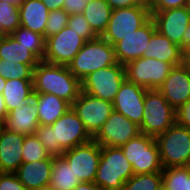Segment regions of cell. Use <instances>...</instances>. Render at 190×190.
<instances>
[{
    "mask_svg": "<svg viewBox=\"0 0 190 190\" xmlns=\"http://www.w3.org/2000/svg\"><path fill=\"white\" fill-rule=\"evenodd\" d=\"M34 134L52 157L93 139L72 108L50 126L39 124Z\"/></svg>",
    "mask_w": 190,
    "mask_h": 190,
    "instance_id": "obj_1",
    "label": "cell"
},
{
    "mask_svg": "<svg viewBox=\"0 0 190 190\" xmlns=\"http://www.w3.org/2000/svg\"><path fill=\"white\" fill-rule=\"evenodd\" d=\"M34 93H51L71 105L82 91L81 81L66 65L40 61L33 69Z\"/></svg>",
    "mask_w": 190,
    "mask_h": 190,
    "instance_id": "obj_2",
    "label": "cell"
},
{
    "mask_svg": "<svg viewBox=\"0 0 190 190\" xmlns=\"http://www.w3.org/2000/svg\"><path fill=\"white\" fill-rule=\"evenodd\" d=\"M116 63L114 46L99 36L86 41L67 66L70 72L82 81L90 73Z\"/></svg>",
    "mask_w": 190,
    "mask_h": 190,
    "instance_id": "obj_3",
    "label": "cell"
},
{
    "mask_svg": "<svg viewBox=\"0 0 190 190\" xmlns=\"http://www.w3.org/2000/svg\"><path fill=\"white\" fill-rule=\"evenodd\" d=\"M133 175V167L120 147H101L94 183L104 190H123L124 183Z\"/></svg>",
    "mask_w": 190,
    "mask_h": 190,
    "instance_id": "obj_4",
    "label": "cell"
},
{
    "mask_svg": "<svg viewBox=\"0 0 190 190\" xmlns=\"http://www.w3.org/2000/svg\"><path fill=\"white\" fill-rule=\"evenodd\" d=\"M176 122V110L158 89H147L140 133L156 138Z\"/></svg>",
    "mask_w": 190,
    "mask_h": 190,
    "instance_id": "obj_5",
    "label": "cell"
},
{
    "mask_svg": "<svg viewBox=\"0 0 190 190\" xmlns=\"http://www.w3.org/2000/svg\"><path fill=\"white\" fill-rule=\"evenodd\" d=\"M134 174L162 172L159 147L154 137L138 134L120 147Z\"/></svg>",
    "mask_w": 190,
    "mask_h": 190,
    "instance_id": "obj_6",
    "label": "cell"
},
{
    "mask_svg": "<svg viewBox=\"0 0 190 190\" xmlns=\"http://www.w3.org/2000/svg\"><path fill=\"white\" fill-rule=\"evenodd\" d=\"M155 140L163 169L186 165L190 157V129L175 122Z\"/></svg>",
    "mask_w": 190,
    "mask_h": 190,
    "instance_id": "obj_7",
    "label": "cell"
},
{
    "mask_svg": "<svg viewBox=\"0 0 190 190\" xmlns=\"http://www.w3.org/2000/svg\"><path fill=\"white\" fill-rule=\"evenodd\" d=\"M151 18L148 8L137 5L130 8L113 9L106 31L102 38L115 45L138 28L143 26Z\"/></svg>",
    "mask_w": 190,
    "mask_h": 190,
    "instance_id": "obj_8",
    "label": "cell"
},
{
    "mask_svg": "<svg viewBox=\"0 0 190 190\" xmlns=\"http://www.w3.org/2000/svg\"><path fill=\"white\" fill-rule=\"evenodd\" d=\"M125 79V66L117 62L86 76L81 81L82 91L95 98L113 102Z\"/></svg>",
    "mask_w": 190,
    "mask_h": 190,
    "instance_id": "obj_9",
    "label": "cell"
},
{
    "mask_svg": "<svg viewBox=\"0 0 190 190\" xmlns=\"http://www.w3.org/2000/svg\"><path fill=\"white\" fill-rule=\"evenodd\" d=\"M173 66L155 58L141 57L125 65L126 79L147 89H158Z\"/></svg>",
    "mask_w": 190,
    "mask_h": 190,
    "instance_id": "obj_10",
    "label": "cell"
},
{
    "mask_svg": "<svg viewBox=\"0 0 190 190\" xmlns=\"http://www.w3.org/2000/svg\"><path fill=\"white\" fill-rule=\"evenodd\" d=\"M85 42L77 32L66 26L57 34L46 38L43 61L67 66Z\"/></svg>",
    "mask_w": 190,
    "mask_h": 190,
    "instance_id": "obj_11",
    "label": "cell"
},
{
    "mask_svg": "<svg viewBox=\"0 0 190 190\" xmlns=\"http://www.w3.org/2000/svg\"><path fill=\"white\" fill-rule=\"evenodd\" d=\"M62 156L81 182H94L101 156V146L95 140L65 150Z\"/></svg>",
    "mask_w": 190,
    "mask_h": 190,
    "instance_id": "obj_12",
    "label": "cell"
},
{
    "mask_svg": "<svg viewBox=\"0 0 190 190\" xmlns=\"http://www.w3.org/2000/svg\"><path fill=\"white\" fill-rule=\"evenodd\" d=\"M138 134H140L139 126L123 114L113 110L103 126L93 136V140L101 147H122Z\"/></svg>",
    "mask_w": 190,
    "mask_h": 190,
    "instance_id": "obj_13",
    "label": "cell"
},
{
    "mask_svg": "<svg viewBox=\"0 0 190 190\" xmlns=\"http://www.w3.org/2000/svg\"><path fill=\"white\" fill-rule=\"evenodd\" d=\"M72 109L93 137L110 116L113 111V104L81 91L78 98L73 102Z\"/></svg>",
    "mask_w": 190,
    "mask_h": 190,
    "instance_id": "obj_14",
    "label": "cell"
},
{
    "mask_svg": "<svg viewBox=\"0 0 190 190\" xmlns=\"http://www.w3.org/2000/svg\"><path fill=\"white\" fill-rule=\"evenodd\" d=\"M147 88L124 80L113 100V110L123 114L140 127L144 114V99Z\"/></svg>",
    "mask_w": 190,
    "mask_h": 190,
    "instance_id": "obj_15",
    "label": "cell"
},
{
    "mask_svg": "<svg viewBox=\"0 0 190 190\" xmlns=\"http://www.w3.org/2000/svg\"><path fill=\"white\" fill-rule=\"evenodd\" d=\"M150 12L156 30L182 50V36L190 23L189 7Z\"/></svg>",
    "mask_w": 190,
    "mask_h": 190,
    "instance_id": "obj_16",
    "label": "cell"
},
{
    "mask_svg": "<svg viewBox=\"0 0 190 190\" xmlns=\"http://www.w3.org/2000/svg\"><path fill=\"white\" fill-rule=\"evenodd\" d=\"M155 31V23L150 18L137 31L133 32V34L118 41L114 45L117 62L125 66L129 62L143 57L144 51L148 47V42Z\"/></svg>",
    "mask_w": 190,
    "mask_h": 190,
    "instance_id": "obj_17",
    "label": "cell"
},
{
    "mask_svg": "<svg viewBox=\"0 0 190 190\" xmlns=\"http://www.w3.org/2000/svg\"><path fill=\"white\" fill-rule=\"evenodd\" d=\"M158 90L177 110L190 96V66L184 62L182 65L173 67Z\"/></svg>",
    "mask_w": 190,
    "mask_h": 190,
    "instance_id": "obj_18",
    "label": "cell"
},
{
    "mask_svg": "<svg viewBox=\"0 0 190 190\" xmlns=\"http://www.w3.org/2000/svg\"><path fill=\"white\" fill-rule=\"evenodd\" d=\"M24 138L25 135L2 129L0 133V173H15L23 163Z\"/></svg>",
    "mask_w": 190,
    "mask_h": 190,
    "instance_id": "obj_19",
    "label": "cell"
},
{
    "mask_svg": "<svg viewBox=\"0 0 190 190\" xmlns=\"http://www.w3.org/2000/svg\"><path fill=\"white\" fill-rule=\"evenodd\" d=\"M185 55L178 45L156 30L148 42V47L145 49L143 57L155 58L156 60L170 63L175 67L185 62Z\"/></svg>",
    "mask_w": 190,
    "mask_h": 190,
    "instance_id": "obj_20",
    "label": "cell"
},
{
    "mask_svg": "<svg viewBox=\"0 0 190 190\" xmlns=\"http://www.w3.org/2000/svg\"><path fill=\"white\" fill-rule=\"evenodd\" d=\"M52 165L53 157L50 156L47 159L22 163L15 174L27 190H33L50 184Z\"/></svg>",
    "mask_w": 190,
    "mask_h": 190,
    "instance_id": "obj_21",
    "label": "cell"
},
{
    "mask_svg": "<svg viewBox=\"0 0 190 190\" xmlns=\"http://www.w3.org/2000/svg\"><path fill=\"white\" fill-rule=\"evenodd\" d=\"M38 126L39 117L34 99L20 109L11 110L4 123L5 129L22 135L34 134Z\"/></svg>",
    "mask_w": 190,
    "mask_h": 190,
    "instance_id": "obj_22",
    "label": "cell"
},
{
    "mask_svg": "<svg viewBox=\"0 0 190 190\" xmlns=\"http://www.w3.org/2000/svg\"><path fill=\"white\" fill-rule=\"evenodd\" d=\"M33 99L37 105L39 124L41 125H52L72 108L69 102L51 93H34Z\"/></svg>",
    "mask_w": 190,
    "mask_h": 190,
    "instance_id": "obj_23",
    "label": "cell"
},
{
    "mask_svg": "<svg viewBox=\"0 0 190 190\" xmlns=\"http://www.w3.org/2000/svg\"><path fill=\"white\" fill-rule=\"evenodd\" d=\"M49 12L41 0H23L19 5L20 24L44 36Z\"/></svg>",
    "mask_w": 190,
    "mask_h": 190,
    "instance_id": "obj_24",
    "label": "cell"
},
{
    "mask_svg": "<svg viewBox=\"0 0 190 190\" xmlns=\"http://www.w3.org/2000/svg\"><path fill=\"white\" fill-rule=\"evenodd\" d=\"M2 95L8 113L30 103L34 98L33 79H8Z\"/></svg>",
    "mask_w": 190,
    "mask_h": 190,
    "instance_id": "obj_25",
    "label": "cell"
},
{
    "mask_svg": "<svg viewBox=\"0 0 190 190\" xmlns=\"http://www.w3.org/2000/svg\"><path fill=\"white\" fill-rule=\"evenodd\" d=\"M0 59L5 62H19L29 64L35 68L40 60L11 35L0 37Z\"/></svg>",
    "mask_w": 190,
    "mask_h": 190,
    "instance_id": "obj_26",
    "label": "cell"
},
{
    "mask_svg": "<svg viewBox=\"0 0 190 190\" xmlns=\"http://www.w3.org/2000/svg\"><path fill=\"white\" fill-rule=\"evenodd\" d=\"M112 10L105 0H95L87 3L82 13L93 31L102 36L107 29Z\"/></svg>",
    "mask_w": 190,
    "mask_h": 190,
    "instance_id": "obj_27",
    "label": "cell"
},
{
    "mask_svg": "<svg viewBox=\"0 0 190 190\" xmlns=\"http://www.w3.org/2000/svg\"><path fill=\"white\" fill-rule=\"evenodd\" d=\"M81 181L63 156L53 157L50 184L57 190H73Z\"/></svg>",
    "mask_w": 190,
    "mask_h": 190,
    "instance_id": "obj_28",
    "label": "cell"
},
{
    "mask_svg": "<svg viewBox=\"0 0 190 190\" xmlns=\"http://www.w3.org/2000/svg\"><path fill=\"white\" fill-rule=\"evenodd\" d=\"M11 36L30 50L40 61H43L46 43V39L43 35L20 26Z\"/></svg>",
    "mask_w": 190,
    "mask_h": 190,
    "instance_id": "obj_29",
    "label": "cell"
},
{
    "mask_svg": "<svg viewBox=\"0 0 190 190\" xmlns=\"http://www.w3.org/2000/svg\"><path fill=\"white\" fill-rule=\"evenodd\" d=\"M162 183L169 190H190V172L185 166L165 168Z\"/></svg>",
    "mask_w": 190,
    "mask_h": 190,
    "instance_id": "obj_30",
    "label": "cell"
},
{
    "mask_svg": "<svg viewBox=\"0 0 190 190\" xmlns=\"http://www.w3.org/2000/svg\"><path fill=\"white\" fill-rule=\"evenodd\" d=\"M20 26L19 5L0 0V34L11 35Z\"/></svg>",
    "mask_w": 190,
    "mask_h": 190,
    "instance_id": "obj_31",
    "label": "cell"
},
{
    "mask_svg": "<svg viewBox=\"0 0 190 190\" xmlns=\"http://www.w3.org/2000/svg\"><path fill=\"white\" fill-rule=\"evenodd\" d=\"M162 184V172L134 174L123 185V190H158Z\"/></svg>",
    "mask_w": 190,
    "mask_h": 190,
    "instance_id": "obj_32",
    "label": "cell"
},
{
    "mask_svg": "<svg viewBox=\"0 0 190 190\" xmlns=\"http://www.w3.org/2000/svg\"><path fill=\"white\" fill-rule=\"evenodd\" d=\"M49 157L50 155L45 150L44 145L38 140L35 134L25 135L22 146L23 163L39 161Z\"/></svg>",
    "mask_w": 190,
    "mask_h": 190,
    "instance_id": "obj_33",
    "label": "cell"
},
{
    "mask_svg": "<svg viewBox=\"0 0 190 190\" xmlns=\"http://www.w3.org/2000/svg\"><path fill=\"white\" fill-rule=\"evenodd\" d=\"M33 67L19 62H5L0 59V75L8 79H33Z\"/></svg>",
    "mask_w": 190,
    "mask_h": 190,
    "instance_id": "obj_34",
    "label": "cell"
},
{
    "mask_svg": "<svg viewBox=\"0 0 190 190\" xmlns=\"http://www.w3.org/2000/svg\"><path fill=\"white\" fill-rule=\"evenodd\" d=\"M69 16L70 15L63 9L50 11L44 32L45 39L57 34L64 27H66Z\"/></svg>",
    "mask_w": 190,
    "mask_h": 190,
    "instance_id": "obj_35",
    "label": "cell"
},
{
    "mask_svg": "<svg viewBox=\"0 0 190 190\" xmlns=\"http://www.w3.org/2000/svg\"><path fill=\"white\" fill-rule=\"evenodd\" d=\"M67 26L71 27L85 41H91L99 37L93 31L83 13L70 15Z\"/></svg>",
    "mask_w": 190,
    "mask_h": 190,
    "instance_id": "obj_36",
    "label": "cell"
},
{
    "mask_svg": "<svg viewBox=\"0 0 190 190\" xmlns=\"http://www.w3.org/2000/svg\"><path fill=\"white\" fill-rule=\"evenodd\" d=\"M0 190H27L15 173H0Z\"/></svg>",
    "mask_w": 190,
    "mask_h": 190,
    "instance_id": "obj_37",
    "label": "cell"
},
{
    "mask_svg": "<svg viewBox=\"0 0 190 190\" xmlns=\"http://www.w3.org/2000/svg\"><path fill=\"white\" fill-rule=\"evenodd\" d=\"M190 0H153L150 11H164L174 8L187 7Z\"/></svg>",
    "mask_w": 190,
    "mask_h": 190,
    "instance_id": "obj_38",
    "label": "cell"
},
{
    "mask_svg": "<svg viewBox=\"0 0 190 190\" xmlns=\"http://www.w3.org/2000/svg\"><path fill=\"white\" fill-rule=\"evenodd\" d=\"M176 123L190 129V96L187 101L176 110Z\"/></svg>",
    "mask_w": 190,
    "mask_h": 190,
    "instance_id": "obj_39",
    "label": "cell"
},
{
    "mask_svg": "<svg viewBox=\"0 0 190 190\" xmlns=\"http://www.w3.org/2000/svg\"><path fill=\"white\" fill-rule=\"evenodd\" d=\"M87 3L85 0H64L63 10L69 15L82 13Z\"/></svg>",
    "mask_w": 190,
    "mask_h": 190,
    "instance_id": "obj_40",
    "label": "cell"
},
{
    "mask_svg": "<svg viewBox=\"0 0 190 190\" xmlns=\"http://www.w3.org/2000/svg\"><path fill=\"white\" fill-rule=\"evenodd\" d=\"M112 9L130 8L137 6L135 0H105Z\"/></svg>",
    "mask_w": 190,
    "mask_h": 190,
    "instance_id": "obj_41",
    "label": "cell"
},
{
    "mask_svg": "<svg viewBox=\"0 0 190 190\" xmlns=\"http://www.w3.org/2000/svg\"><path fill=\"white\" fill-rule=\"evenodd\" d=\"M182 51L185 54L190 51V23L182 36Z\"/></svg>",
    "mask_w": 190,
    "mask_h": 190,
    "instance_id": "obj_42",
    "label": "cell"
},
{
    "mask_svg": "<svg viewBox=\"0 0 190 190\" xmlns=\"http://www.w3.org/2000/svg\"><path fill=\"white\" fill-rule=\"evenodd\" d=\"M48 10L63 9L64 0H41Z\"/></svg>",
    "mask_w": 190,
    "mask_h": 190,
    "instance_id": "obj_43",
    "label": "cell"
},
{
    "mask_svg": "<svg viewBox=\"0 0 190 190\" xmlns=\"http://www.w3.org/2000/svg\"><path fill=\"white\" fill-rule=\"evenodd\" d=\"M73 190H104L94 182H80Z\"/></svg>",
    "mask_w": 190,
    "mask_h": 190,
    "instance_id": "obj_44",
    "label": "cell"
},
{
    "mask_svg": "<svg viewBox=\"0 0 190 190\" xmlns=\"http://www.w3.org/2000/svg\"><path fill=\"white\" fill-rule=\"evenodd\" d=\"M8 111L5 105L4 97L0 94V123H5Z\"/></svg>",
    "mask_w": 190,
    "mask_h": 190,
    "instance_id": "obj_45",
    "label": "cell"
},
{
    "mask_svg": "<svg viewBox=\"0 0 190 190\" xmlns=\"http://www.w3.org/2000/svg\"><path fill=\"white\" fill-rule=\"evenodd\" d=\"M136 3L140 6L146 7L149 10L152 8L153 0H135Z\"/></svg>",
    "mask_w": 190,
    "mask_h": 190,
    "instance_id": "obj_46",
    "label": "cell"
},
{
    "mask_svg": "<svg viewBox=\"0 0 190 190\" xmlns=\"http://www.w3.org/2000/svg\"><path fill=\"white\" fill-rule=\"evenodd\" d=\"M33 190H57V189H55L51 184H47Z\"/></svg>",
    "mask_w": 190,
    "mask_h": 190,
    "instance_id": "obj_47",
    "label": "cell"
},
{
    "mask_svg": "<svg viewBox=\"0 0 190 190\" xmlns=\"http://www.w3.org/2000/svg\"><path fill=\"white\" fill-rule=\"evenodd\" d=\"M5 83H6V79H4L1 75H0V94H2L3 89L5 87Z\"/></svg>",
    "mask_w": 190,
    "mask_h": 190,
    "instance_id": "obj_48",
    "label": "cell"
},
{
    "mask_svg": "<svg viewBox=\"0 0 190 190\" xmlns=\"http://www.w3.org/2000/svg\"><path fill=\"white\" fill-rule=\"evenodd\" d=\"M15 5H20L23 0H2Z\"/></svg>",
    "mask_w": 190,
    "mask_h": 190,
    "instance_id": "obj_49",
    "label": "cell"
},
{
    "mask_svg": "<svg viewBox=\"0 0 190 190\" xmlns=\"http://www.w3.org/2000/svg\"><path fill=\"white\" fill-rule=\"evenodd\" d=\"M185 62L190 66V51L185 55Z\"/></svg>",
    "mask_w": 190,
    "mask_h": 190,
    "instance_id": "obj_50",
    "label": "cell"
},
{
    "mask_svg": "<svg viewBox=\"0 0 190 190\" xmlns=\"http://www.w3.org/2000/svg\"><path fill=\"white\" fill-rule=\"evenodd\" d=\"M158 190H169L168 187H166L163 183L161 186L158 188Z\"/></svg>",
    "mask_w": 190,
    "mask_h": 190,
    "instance_id": "obj_51",
    "label": "cell"
},
{
    "mask_svg": "<svg viewBox=\"0 0 190 190\" xmlns=\"http://www.w3.org/2000/svg\"><path fill=\"white\" fill-rule=\"evenodd\" d=\"M185 167L188 169V171L190 172V157L188 158V161L185 165Z\"/></svg>",
    "mask_w": 190,
    "mask_h": 190,
    "instance_id": "obj_52",
    "label": "cell"
},
{
    "mask_svg": "<svg viewBox=\"0 0 190 190\" xmlns=\"http://www.w3.org/2000/svg\"><path fill=\"white\" fill-rule=\"evenodd\" d=\"M3 128H4V123H0V133H1Z\"/></svg>",
    "mask_w": 190,
    "mask_h": 190,
    "instance_id": "obj_53",
    "label": "cell"
},
{
    "mask_svg": "<svg viewBox=\"0 0 190 190\" xmlns=\"http://www.w3.org/2000/svg\"><path fill=\"white\" fill-rule=\"evenodd\" d=\"M85 1H86V3H89V2H93L95 0H85Z\"/></svg>",
    "mask_w": 190,
    "mask_h": 190,
    "instance_id": "obj_54",
    "label": "cell"
}]
</instances>
